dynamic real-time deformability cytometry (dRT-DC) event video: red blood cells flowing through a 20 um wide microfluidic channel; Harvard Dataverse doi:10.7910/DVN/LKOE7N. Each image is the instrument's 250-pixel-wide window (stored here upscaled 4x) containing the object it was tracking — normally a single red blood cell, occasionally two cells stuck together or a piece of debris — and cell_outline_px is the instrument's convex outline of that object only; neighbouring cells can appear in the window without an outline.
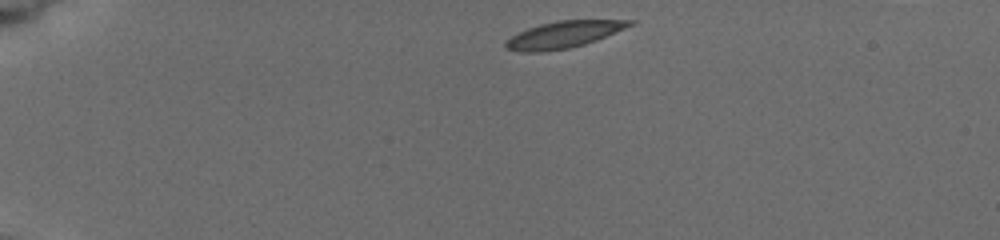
{"species": "common noctule bat (a hibernating species)", "species_latin": "Nyctalus noctula", "temperature_condition": "cold", "stored_images_in_passage": 3, "camera_frame_rate_fps": 3000, "um_per_image_px": 0.085, "animal": {"sex": "female", "body_mass_g": 19.5, "forearm_length_mm": 54.1}, "frame": {"image": 1, "passage_image": 1, "time_ms": 0.0, "image_size_px": [1000, 240], "cell_outline_px": [[636, 24], [596, 40], [584, 44], [568, 48], [540, 52], [520, 52], [508, 48], [504, 44], [512, 36], [528, 28], [540, 24], [556, 20], [636, 20]], "centroid_in_image_um": [47.96, 2.93], "position_along_channel_um": 37.0, "area_um2": 19.13}}